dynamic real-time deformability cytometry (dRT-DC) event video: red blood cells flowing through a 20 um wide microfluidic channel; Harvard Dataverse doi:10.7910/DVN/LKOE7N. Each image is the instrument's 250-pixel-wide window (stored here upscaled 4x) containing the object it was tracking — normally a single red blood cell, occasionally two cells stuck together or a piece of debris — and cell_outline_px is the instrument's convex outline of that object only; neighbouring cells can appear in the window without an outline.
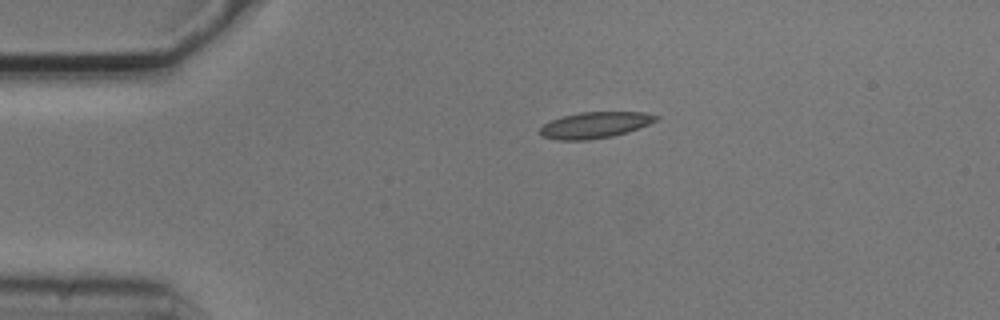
{"species": "common noctule bat (a hibernating species)", "species_latin": "Nyctalus noctula", "temperature_condition": "cold", "stored_images_in_passage": 2, "camera_frame_rate_fps": 3000, "um_per_image_px": 0.085, "animal": {"sex": "male", "body_mass_g": 20.5, "forearm_length_mm": 52.5}, "frame": {"image": 1, "passage_image": 1, "time_ms": 0.0, "image_size_px": [1000, 320], "cell_outline_px": [[660, 120], [628, 132], [612, 136], [588, 140], [556, 140], [540, 136], [540, 128], [544, 124], [552, 120], [564, 116], [580, 112], [644, 112], [660, 116]], "centroid_in_image_um": [50.61, 10.63], "position_along_channel_um": 34.4, "area_um2": 17.8}}